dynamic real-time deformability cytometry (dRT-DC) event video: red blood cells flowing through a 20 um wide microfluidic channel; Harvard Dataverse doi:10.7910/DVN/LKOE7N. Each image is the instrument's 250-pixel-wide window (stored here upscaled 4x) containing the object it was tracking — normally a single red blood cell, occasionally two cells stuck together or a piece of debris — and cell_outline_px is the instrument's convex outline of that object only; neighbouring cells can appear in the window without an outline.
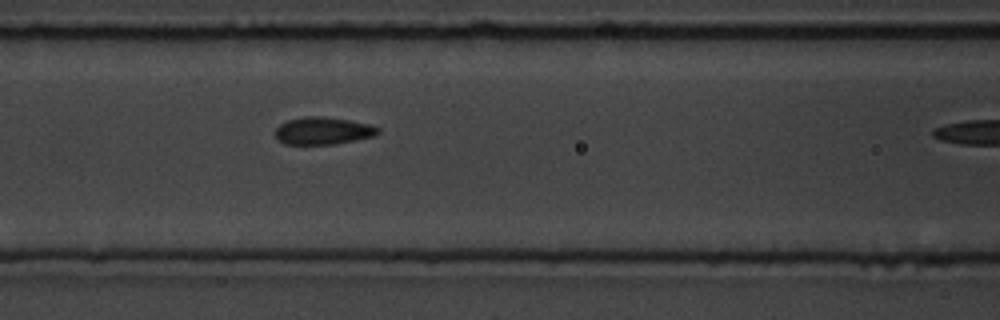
{"species": "common noctule bat (a hibernating species)", "species_latin": "Nyctalus noctula", "temperature_condition": "room temperature", "stored_images_in_passage": 4, "segment_of_instrument_passage": [1, 2], "camera_frame_rate_fps": 3000, "um_per_image_px": 0.085, "animal": {"sex": "male", "body_mass_g": 19.5, "forearm_length_mm": 54.6}, "frame": {"image": 1, "passage_image": 3, "time_ms": 2.0, "image_size_px": [1000, 320], "cell_outline_px": [[380, 132], [376, 136], [336, 144], [284, 144], [276, 136], [276, 128], [280, 124], [288, 120], [304, 116], [324, 116], [348, 120], [368, 124], [380, 128]], "centroid_in_image_um": [27.48, 11.12], "position_along_channel_um": 139.1, "area_um2": 16.42}}